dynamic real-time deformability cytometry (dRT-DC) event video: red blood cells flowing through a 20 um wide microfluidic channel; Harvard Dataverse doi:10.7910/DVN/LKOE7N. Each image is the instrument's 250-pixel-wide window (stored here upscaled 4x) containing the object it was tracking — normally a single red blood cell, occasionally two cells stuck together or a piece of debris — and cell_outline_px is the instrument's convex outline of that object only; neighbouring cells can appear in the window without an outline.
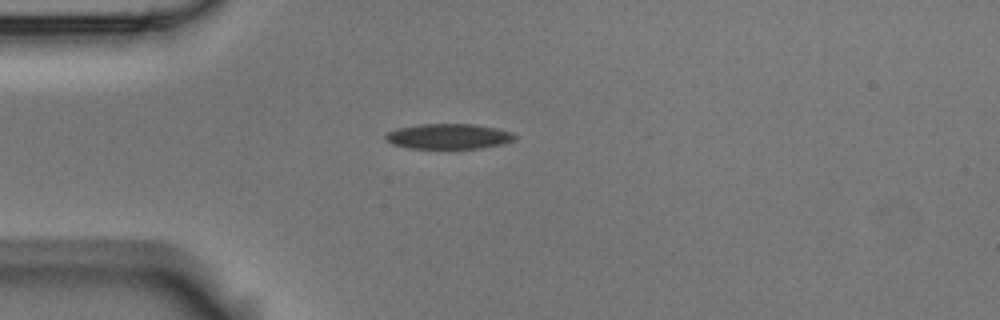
{"species": "Egyptian fruit bat (a non-hibernating species)", "species_latin": "Rousettus aegyptiacus", "temperature_condition": "room temperature", "stored_images_in_passage": 4, "camera_frame_rate_fps": 3000, "um_per_image_px": 0.085, "animal": {"sex": "male"}, "frame": {"image": 1, "passage_image": 1, "time_ms": 0.0, "image_size_px": [1000, 320], "cell_outline_px": [[516, 140], [504, 144], [480, 148], [408, 148], [392, 144], [384, 140], [384, 136], [388, 132], [396, 128], [420, 124], [472, 124], [496, 128], [512, 132], [516, 136]], "centroid_in_image_um": [38.12, 11.59], "position_along_channel_um": 46.9, "area_um2": 19.13}}
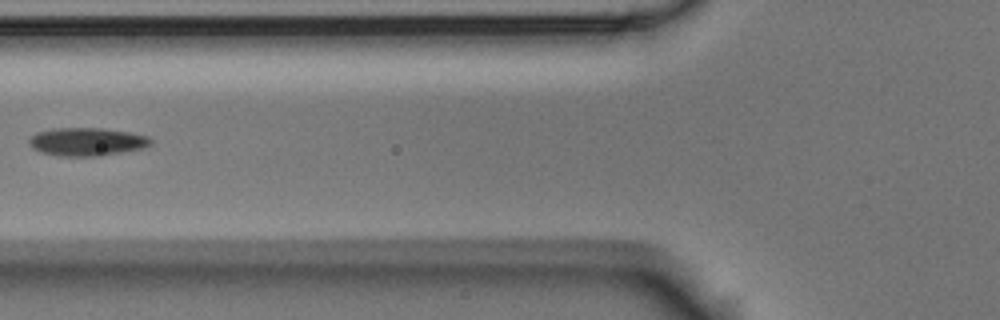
{"frame": {"image": 2, "passage_image": 3, "time_ms": 0.667, "image_size_px": [1000, 320], "cell_outline_px": [[152, 144], [144, 148], [100, 156], [56, 156], [40, 152], [32, 148], [28, 144], [28, 140], [36, 132], [52, 128], [104, 128], [128, 132], [148, 136], [152, 140]], "centroid_in_image_um": [7.36, 12.05], "position_along_channel_um": 118.4, "area_um2": 20.17}}
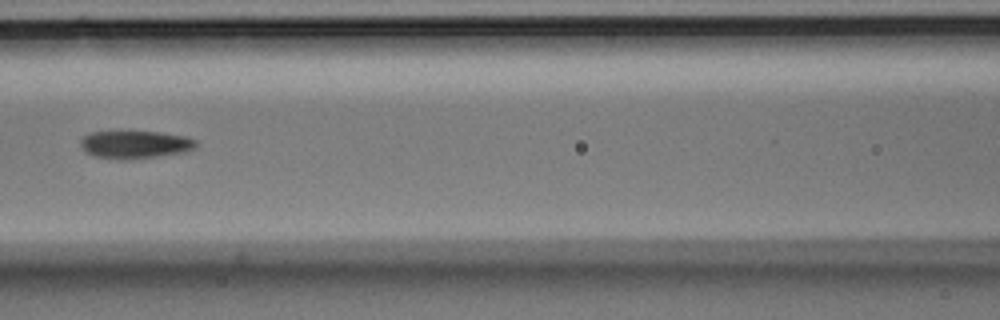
{"frame": {"image": 3, "passage_image": 4, "time_ms": 1.0, "image_size_px": [1000, 320], "cell_outline_px": [[200, 144], [196, 148], [184, 152], [128, 160], [120, 160], [96, 156], [88, 152], [80, 144], [80, 140], [88, 132], [120, 128], [160, 132], [184, 136], [196, 140]], "centroid_in_image_um": [11.47, 12.22], "position_along_channel_um": 155.1, "area_um2": 19.65}}